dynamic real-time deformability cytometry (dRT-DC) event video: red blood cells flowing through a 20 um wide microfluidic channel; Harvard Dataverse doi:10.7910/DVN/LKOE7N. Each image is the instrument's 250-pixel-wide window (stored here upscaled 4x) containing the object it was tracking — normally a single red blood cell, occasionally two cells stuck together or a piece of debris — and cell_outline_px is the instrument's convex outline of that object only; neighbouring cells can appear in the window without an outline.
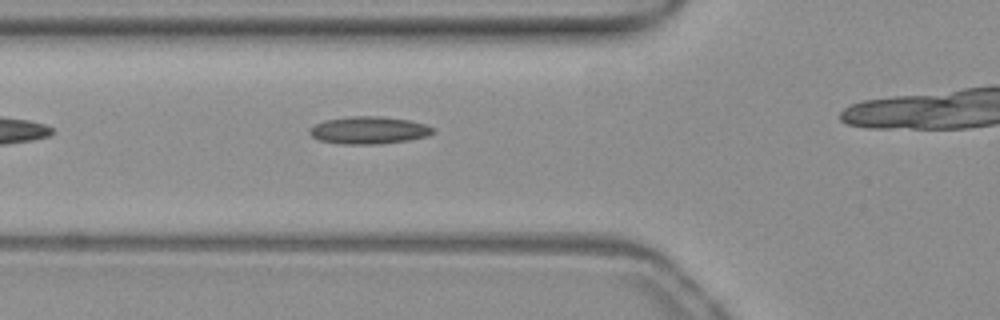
{"species": "common noctule bat (a hibernating species)", "species_latin": "Nyctalus noctula", "temperature_condition": "warm", "stored_images_in_passage": 27, "camera_frame_rate_fps": 3000, "um_per_image_px": 0.085, "animal": {"sex": "female", "body_mass_g": 19.3, "forearm_length_mm": 54.1}, "frame": {"image": 1, "passage_image": 3, "time_ms": 0.667, "image_size_px": [1000, 320], "cell_outline_px": [[436, 132], [428, 136], [408, 140], [380, 144], [340, 144], [320, 140], [312, 136], [308, 132], [316, 124], [324, 120], [348, 116], [380, 116], [408, 120], [428, 124], [436, 128]], "centroid_in_image_um": [31.41, 11.07], "position_along_channel_um": 94.4, "area_um2": 19.88}}
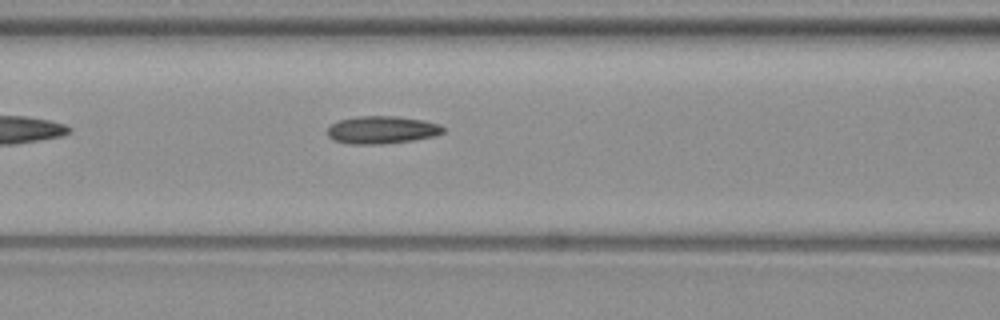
{"frame": {"image": 2, "passage_image": 6, "time_ms": 1.667, "image_size_px": [1000, 320], "cell_outline_px": [[444, 132], [432, 136], [412, 140], [384, 144], [348, 144], [332, 140], [328, 136], [328, 128], [332, 124], [340, 120], [356, 116], [396, 116], [424, 120], [440, 124], [444, 128]], "centroid_in_image_um": [32.44, 11.04], "position_along_channel_um": 134.2, "area_um2": 18.67}}
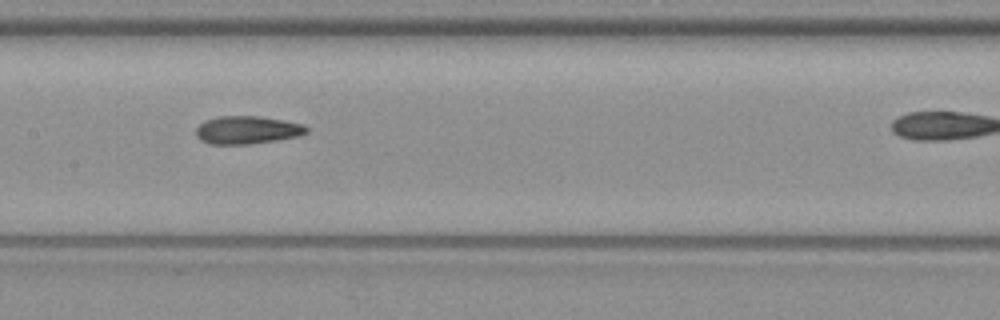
{"frame": {"image": 3, "passage_image": 10, "time_ms": 3.0, "image_size_px": [1000, 320], "cell_outline_px": [[308, 132], [300, 136], [276, 140], [248, 144], [208, 144], [200, 140], [196, 136], [196, 128], [204, 120], [216, 116], [260, 116], [284, 120], [304, 124], [308, 128]], "centroid_in_image_um": [21.0, 11.04], "position_along_channel_um": 186.4, "area_um2": 18.21}}